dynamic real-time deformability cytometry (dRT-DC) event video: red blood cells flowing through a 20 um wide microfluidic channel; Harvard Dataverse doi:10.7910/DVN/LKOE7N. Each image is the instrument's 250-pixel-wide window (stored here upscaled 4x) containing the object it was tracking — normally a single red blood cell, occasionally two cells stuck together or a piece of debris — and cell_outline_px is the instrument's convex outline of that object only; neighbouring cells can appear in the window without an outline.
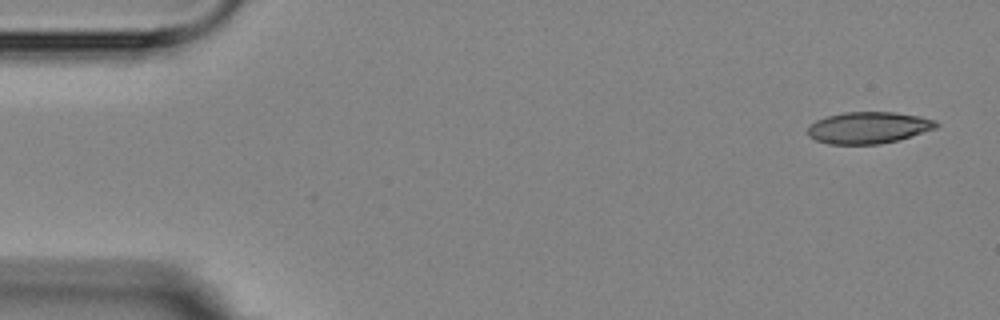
{"species": "Egyptian fruit bat (a non-hibernating species)", "species_latin": "Rousettus aegyptiacus", "temperature_condition": "room temperature", "stored_images_in_passage": 4, "camera_frame_rate_fps": 3000, "um_per_image_px": 0.085, "animal": {"sex": "female"}, "frame": {"image": 1, "passage_image": 1, "time_ms": 0.0, "image_size_px": [1000, 320], "cell_outline_px": [[940, 124], [936, 128], [896, 140], [880, 144], [828, 144], [816, 140], [808, 136], [808, 128], [816, 120], [828, 116], [844, 112], [896, 112], [920, 116], [936, 120]], "centroid_in_image_um": [73.83, 10.84], "position_along_channel_um": 11.2, "area_um2": 23.58}}
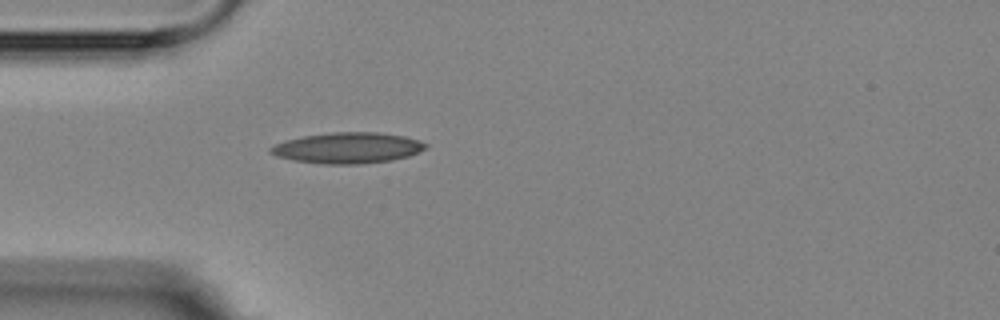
{"frame": {"image": 2, "passage_image": 4, "time_ms": 4.333, "image_size_px": [1000, 320], "cell_outline_px": [[428, 148], [420, 152], [408, 156], [392, 160], [364, 164], [324, 164], [292, 160], [276, 156], [268, 152], [268, 148], [276, 144], [288, 140], [304, 136], [332, 132], [376, 132], [404, 136], [420, 140], [428, 144]], "centroid_in_image_um": [29.59, 12.58], "position_along_channel_um": 55.4, "area_um2": 28.03}}